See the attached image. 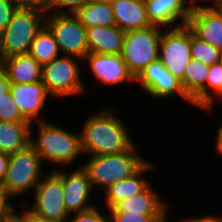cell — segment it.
Listing matches in <instances>:
<instances>
[{
    "label": "cell",
    "instance_id": "cell-1",
    "mask_svg": "<svg viewBox=\"0 0 222 222\" xmlns=\"http://www.w3.org/2000/svg\"><path fill=\"white\" fill-rule=\"evenodd\" d=\"M126 129L124 123L109 109L91 115L80 132L83 152L98 156L128 150L133 143Z\"/></svg>",
    "mask_w": 222,
    "mask_h": 222
},
{
    "label": "cell",
    "instance_id": "cell-2",
    "mask_svg": "<svg viewBox=\"0 0 222 222\" xmlns=\"http://www.w3.org/2000/svg\"><path fill=\"white\" fill-rule=\"evenodd\" d=\"M134 144L126 151L118 154L92 156L83 164L92 188L101 186L105 190L117 181L132 177L148 161L136 154Z\"/></svg>",
    "mask_w": 222,
    "mask_h": 222
},
{
    "label": "cell",
    "instance_id": "cell-3",
    "mask_svg": "<svg viewBox=\"0 0 222 222\" xmlns=\"http://www.w3.org/2000/svg\"><path fill=\"white\" fill-rule=\"evenodd\" d=\"M46 9H16L0 34V60L28 54L31 43L45 24Z\"/></svg>",
    "mask_w": 222,
    "mask_h": 222
},
{
    "label": "cell",
    "instance_id": "cell-4",
    "mask_svg": "<svg viewBox=\"0 0 222 222\" xmlns=\"http://www.w3.org/2000/svg\"><path fill=\"white\" fill-rule=\"evenodd\" d=\"M38 123V138L34 140L31 134L30 144L42 161L70 165L83 152L80 134L68 132L46 121Z\"/></svg>",
    "mask_w": 222,
    "mask_h": 222
},
{
    "label": "cell",
    "instance_id": "cell-5",
    "mask_svg": "<svg viewBox=\"0 0 222 222\" xmlns=\"http://www.w3.org/2000/svg\"><path fill=\"white\" fill-rule=\"evenodd\" d=\"M159 29V26L151 25L125 33L121 55L134 78L151 62L159 59L163 34Z\"/></svg>",
    "mask_w": 222,
    "mask_h": 222
},
{
    "label": "cell",
    "instance_id": "cell-6",
    "mask_svg": "<svg viewBox=\"0 0 222 222\" xmlns=\"http://www.w3.org/2000/svg\"><path fill=\"white\" fill-rule=\"evenodd\" d=\"M42 160L35 148L29 144L10 155L6 177L2 186L12 197L27 193L29 189L36 188L42 180L40 175Z\"/></svg>",
    "mask_w": 222,
    "mask_h": 222
},
{
    "label": "cell",
    "instance_id": "cell-7",
    "mask_svg": "<svg viewBox=\"0 0 222 222\" xmlns=\"http://www.w3.org/2000/svg\"><path fill=\"white\" fill-rule=\"evenodd\" d=\"M45 17V25L51 30L57 42L59 51L65 55H72L84 60L89 53L86 28L80 23L75 14L50 13Z\"/></svg>",
    "mask_w": 222,
    "mask_h": 222
},
{
    "label": "cell",
    "instance_id": "cell-8",
    "mask_svg": "<svg viewBox=\"0 0 222 222\" xmlns=\"http://www.w3.org/2000/svg\"><path fill=\"white\" fill-rule=\"evenodd\" d=\"M73 57L81 59L72 55H63L42 66V82L50 95L64 97L85 91L79 76L80 68Z\"/></svg>",
    "mask_w": 222,
    "mask_h": 222
},
{
    "label": "cell",
    "instance_id": "cell-9",
    "mask_svg": "<svg viewBox=\"0 0 222 222\" xmlns=\"http://www.w3.org/2000/svg\"><path fill=\"white\" fill-rule=\"evenodd\" d=\"M159 60L174 77L183 81L186 67L192 60L190 29L187 25L177 24L172 30L163 32Z\"/></svg>",
    "mask_w": 222,
    "mask_h": 222
},
{
    "label": "cell",
    "instance_id": "cell-10",
    "mask_svg": "<svg viewBox=\"0 0 222 222\" xmlns=\"http://www.w3.org/2000/svg\"><path fill=\"white\" fill-rule=\"evenodd\" d=\"M35 189L32 212L53 222L68 221L63 182L54 171L44 176Z\"/></svg>",
    "mask_w": 222,
    "mask_h": 222
},
{
    "label": "cell",
    "instance_id": "cell-11",
    "mask_svg": "<svg viewBox=\"0 0 222 222\" xmlns=\"http://www.w3.org/2000/svg\"><path fill=\"white\" fill-rule=\"evenodd\" d=\"M135 81H139L145 91L155 98H167L178 93L192 103V100L186 95L181 81L174 77L159 59L144 68Z\"/></svg>",
    "mask_w": 222,
    "mask_h": 222
},
{
    "label": "cell",
    "instance_id": "cell-12",
    "mask_svg": "<svg viewBox=\"0 0 222 222\" xmlns=\"http://www.w3.org/2000/svg\"><path fill=\"white\" fill-rule=\"evenodd\" d=\"M186 25L195 37L222 50V11L215 5L192 6Z\"/></svg>",
    "mask_w": 222,
    "mask_h": 222
},
{
    "label": "cell",
    "instance_id": "cell-13",
    "mask_svg": "<svg viewBox=\"0 0 222 222\" xmlns=\"http://www.w3.org/2000/svg\"><path fill=\"white\" fill-rule=\"evenodd\" d=\"M63 182L64 188V204L67 212L72 213L84 212L92 209L93 205H86L90 191L92 188L91 181L88 177L86 170L83 167L67 173L53 170Z\"/></svg>",
    "mask_w": 222,
    "mask_h": 222
},
{
    "label": "cell",
    "instance_id": "cell-14",
    "mask_svg": "<svg viewBox=\"0 0 222 222\" xmlns=\"http://www.w3.org/2000/svg\"><path fill=\"white\" fill-rule=\"evenodd\" d=\"M10 92L14 103L27 121L33 123L36 118L38 122L45 121L38 117L49 94L42 80L32 83H11Z\"/></svg>",
    "mask_w": 222,
    "mask_h": 222
},
{
    "label": "cell",
    "instance_id": "cell-15",
    "mask_svg": "<svg viewBox=\"0 0 222 222\" xmlns=\"http://www.w3.org/2000/svg\"><path fill=\"white\" fill-rule=\"evenodd\" d=\"M89 61L91 70L98 80L105 84H118L135 81L121 54L88 53L84 60Z\"/></svg>",
    "mask_w": 222,
    "mask_h": 222
},
{
    "label": "cell",
    "instance_id": "cell-16",
    "mask_svg": "<svg viewBox=\"0 0 222 222\" xmlns=\"http://www.w3.org/2000/svg\"><path fill=\"white\" fill-rule=\"evenodd\" d=\"M147 14L152 25L164 26L172 28L174 21L178 19L182 21V26L186 25V21L192 12L193 0H144Z\"/></svg>",
    "mask_w": 222,
    "mask_h": 222
},
{
    "label": "cell",
    "instance_id": "cell-17",
    "mask_svg": "<svg viewBox=\"0 0 222 222\" xmlns=\"http://www.w3.org/2000/svg\"><path fill=\"white\" fill-rule=\"evenodd\" d=\"M111 7L116 26L125 33L152 25L144 0H118Z\"/></svg>",
    "mask_w": 222,
    "mask_h": 222
},
{
    "label": "cell",
    "instance_id": "cell-18",
    "mask_svg": "<svg viewBox=\"0 0 222 222\" xmlns=\"http://www.w3.org/2000/svg\"><path fill=\"white\" fill-rule=\"evenodd\" d=\"M90 53L121 54L125 32L116 25L86 28Z\"/></svg>",
    "mask_w": 222,
    "mask_h": 222
},
{
    "label": "cell",
    "instance_id": "cell-19",
    "mask_svg": "<svg viewBox=\"0 0 222 222\" xmlns=\"http://www.w3.org/2000/svg\"><path fill=\"white\" fill-rule=\"evenodd\" d=\"M0 65L11 83H32L42 80V65L29 54L2 59Z\"/></svg>",
    "mask_w": 222,
    "mask_h": 222
},
{
    "label": "cell",
    "instance_id": "cell-20",
    "mask_svg": "<svg viewBox=\"0 0 222 222\" xmlns=\"http://www.w3.org/2000/svg\"><path fill=\"white\" fill-rule=\"evenodd\" d=\"M158 194L148 186L143 192L119 202L109 212L139 213L143 215H165L167 206Z\"/></svg>",
    "mask_w": 222,
    "mask_h": 222
},
{
    "label": "cell",
    "instance_id": "cell-21",
    "mask_svg": "<svg viewBox=\"0 0 222 222\" xmlns=\"http://www.w3.org/2000/svg\"><path fill=\"white\" fill-rule=\"evenodd\" d=\"M29 121H0V152L8 155L25 149L31 142Z\"/></svg>",
    "mask_w": 222,
    "mask_h": 222
},
{
    "label": "cell",
    "instance_id": "cell-22",
    "mask_svg": "<svg viewBox=\"0 0 222 222\" xmlns=\"http://www.w3.org/2000/svg\"><path fill=\"white\" fill-rule=\"evenodd\" d=\"M155 166L151 162H147L136 174L132 177L117 181L111 184L106 190V206L108 209L114 208L119 202L143 192L149 183L141 178L143 173L151 171Z\"/></svg>",
    "mask_w": 222,
    "mask_h": 222
},
{
    "label": "cell",
    "instance_id": "cell-23",
    "mask_svg": "<svg viewBox=\"0 0 222 222\" xmlns=\"http://www.w3.org/2000/svg\"><path fill=\"white\" fill-rule=\"evenodd\" d=\"M75 15L85 28L116 25L111 4L98 0L89 1Z\"/></svg>",
    "mask_w": 222,
    "mask_h": 222
},
{
    "label": "cell",
    "instance_id": "cell-24",
    "mask_svg": "<svg viewBox=\"0 0 222 222\" xmlns=\"http://www.w3.org/2000/svg\"><path fill=\"white\" fill-rule=\"evenodd\" d=\"M59 48L51 30L44 24L31 43L28 54L42 66L58 57Z\"/></svg>",
    "mask_w": 222,
    "mask_h": 222
},
{
    "label": "cell",
    "instance_id": "cell-25",
    "mask_svg": "<svg viewBox=\"0 0 222 222\" xmlns=\"http://www.w3.org/2000/svg\"><path fill=\"white\" fill-rule=\"evenodd\" d=\"M209 66L202 62L192 60L185 70L184 79L181 82L186 95L192 100L206 85Z\"/></svg>",
    "mask_w": 222,
    "mask_h": 222
},
{
    "label": "cell",
    "instance_id": "cell-26",
    "mask_svg": "<svg viewBox=\"0 0 222 222\" xmlns=\"http://www.w3.org/2000/svg\"><path fill=\"white\" fill-rule=\"evenodd\" d=\"M208 88H211L215 95L222 98V65L220 63L209 66V72L207 75V81L205 87L192 99V103L197 106L210 109L214 97L209 92Z\"/></svg>",
    "mask_w": 222,
    "mask_h": 222
},
{
    "label": "cell",
    "instance_id": "cell-27",
    "mask_svg": "<svg viewBox=\"0 0 222 222\" xmlns=\"http://www.w3.org/2000/svg\"><path fill=\"white\" fill-rule=\"evenodd\" d=\"M191 57L207 66L220 62L221 50L195 37L190 30Z\"/></svg>",
    "mask_w": 222,
    "mask_h": 222
},
{
    "label": "cell",
    "instance_id": "cell-28",
    "mask_svg": "<svg viewBox=\"0 0 222 222\" xmlns=\"http://www.w3.org/2000/svg\"><path fill=\"white\" fill-rule=\"evenodd\" d=\"M92 0H46L45 9L48 12L57 11V13L75 14L80 8ZM64 8V9H63ZM65 8H68L65 10ZM70 11V12H69Z\"/></svg>",
    "mask_w": 222,
    "mask_h": 222
},
{
    "label": "cell",
    "instance_id": "cell-29",
    "mask_svg": "<svg viewBox=\"0 0 222 222\" xmlns=\"http://www.w3.org/2000/svg\"><path fill=\"white\" fill-rule=\"evenodd\" d=\"M0 121H27L14 103L10 91L8 92V98L0 100Z\"/></svg>",
    "mask_w": 222,
    "mask_h": 222
},
{
    "label": "cell",
    "instance_id": "cell-30",
    "mask_svg": "<svg viewBox=\"0 0 222 222\" xmlns=\"http://www.w3.org/2000/svg\"><path fill=\"white\" fill-rule=\"evenodd\" d=\"M112 222H156L164 215H143L139 213L110 212Z\"/></svg>",
    "mask_w": 222,
    "mask_h": 222
},
{
    "label": "cell",
    "instance_id": "cell-31",
    "mask_svg": "<svg viewBox=\"0 0 222 222\" xmlns=\"http://www.w3.org/2000/svg\"><path fill=\"white\" fill-rule=\"evenodd\" d=\"M70 222H112V219L110 212L105 217L98 209L93 207L87 211L76 213Z\"/></svg>",
    "mask_w": 222,
    "mask_h": 222
},
{
    "label": "cell",
    "instance_id": "cell-32",
    "mask_svg": "<svg viewBox=\"0 0 222 222\" xmlns=\"http://www.w3.org/2000/svg\"><path fill=\"white\" fill-rule=\"evenodd\" d=\"M10 195L0 183V220L2 222H13L14 207L9 203Z\"/></svg>",
    "mask_w": 222,
    "mask_h": 222
},
{
    "label": "cell",
    "instance_id": "cell-33",
    "mask_svg": "<svg viewBox=\"0 0 222 222\" xmlns=\"http://www.w3.org/2000/svg\"><path fill=\"white\" fill-rule=\"evenodd\" d=\"M16 8L9 4L6 0H0V34L4 31Z\"/></svg>",
    "mask_w": 222,
    "mask_h": 222
},
{
    "label": "cell",
    "instance_id": "cell-34",
    "mask_svg": "<svg viewBox=\"0 0 222 222\" xmlns=\"http://www.w3.org/2000/svg\"><path fill=\"white\" fill-rule=\"evenodd\" d=\"M16 9H45L46 0H6Z\"/></svg>",
    "mask_w": 222,
    "mask_h": 222
},
{
    "label": "cell",
    "instance_id": "cell-35",
    "mask_svg": "<svg viewBox=\"0 0 222 222\" xmlns=\"http://www.w3.org/2000/svg\"><path fill=\"white\" fill-rule=\"evenodd\" d=\"M13 222H53L44 217L38 216L30 209L25 210L21 215L16 214L14 211Z\"/></svg>",
    "mask_w": 222,
    "mask_h": 222
},
{
    "label": "cell",
    "instance_id": "cell-36",
    "mask_svg": "<svg viewBox=\"0 0 222 222\" xmlns=\"http://www.w3.org/2000/svg\"><path fill=\"white\" fill-rule=\"evenodd\" d=\"M11 82L7 77L6 72L0 65V100L8 98V92L10 91Z\"/></svg>",
    "mask_w": 222,
    "mask_h": 222
},
{
    "label": "cell",
    "instance_id": "cell-37",
    "mask_svg": "<svg viewBox=\"0 0 222 222\" xmlns=\"http://www.w3.org/2000/svg\"><path fill=\"white\" fill-rule=\"evenodd\" d=\"M10 155L0 152V183H2L6 177Z\"/></svg>",
    "mask_w": 222,
    "mask_h": 222
},
{
    "label": "cell",
    "instance_id": "cell-38",
    "mask_svg": "<svg viewBox=\"0 0 222 222\" xmlns=\"http://www.w3.org/2000/svg\"><path fill=\"white\" fill-rule=\"evenodd\" d=\"M222 218H217L215 216H206L205 217H200V218H191V219H186L182 220L180 222H220Z\"/></svg>",
    "mask_w": 222,
    "mask_h": 222
},
{
    "label": "cell",
    "instance_id": "cell-39",
    "mask_svg": "<svg viewBox=\"0 0 222 222\" xmlns=\"http://www.w3.org/2000/svg\"><path fill=\"white\" fill-rule=\"evenodd\" d=\"M216 150L222 156V126L217 131Z\"/></svg>",
    "mask_w": 222,
    "mask_h": 222
},
{
    "label": "cell",
    "instance_id": "cell-40",
    "mask_svg": "<svg viewBox=\"0 0 222 222\" xmlns=\"http://www.w3.org/2000/svg\"><path fill=\"white\" fill-rule=\"evenodd\" d=\"M216 7H222V0H216L215 4Z\"/></svg>",
    "mask_w": 222,
    "mask_h": 222
},
{
    "label": "cell",
    "instance_id": "cell-41",
    "mask_svg": "<svg viewBox=\"0 0 222 222\" xmlns=\"http://www.w3.org/2000/svg\"><path fill=\"white\" fill-rule=\"evenodd\" d=\"M98 1L111 4V3L116 2V1H118V0H98Z\"/></svg>",
    "mask_w": 222,
    "mask_h": 222
},
{
    "label": "cell",
    "instance_id": "cell-42",
    "mask_svg": "<svg viewBox=\"0 0 222 222\" xmlns=\"http://www.w3.org/2000/svg\"><path fill=\"white\" fill-rule=\"evenodd\" d=\"M167 214H165L161 219L157 220L156 222H166V217Z\"/></svg>",
    "mask_w": 222,
    "mask_h": 222
},
{
    "label": "cell",
    "instance_id": "cell-43",
    "mask_svg": "<svg viewBox=\"0 0 222 222\" xmlns=\"http://www.w3.org/2000/svg\"><path fill=\"white\" fill-rule=\"evenodd\" d=\"M219 63L222 65V50L220 52V62Z\"/></svg>",
    "mask_w": 222,
    "mask_h": 222
},
{
    "label": "cell",
    "instance_id": "cell-44",
    "mask_svg": "<svg viewBox=\"0 0 222 222\" xmlns=\"http://www.w3.org/2000/svg\"><path fill=\"white\" fill-rule=\"evenodd\" d=\"M197 1V0H193V3H192V6H194V2ZM202 1H205V0H202ZM208 1V0H207ZM214 3L216 2V0H212Z\"/></svg>",
    "mask_w": 222,
    "mask_h": 222
}]
</instances>
